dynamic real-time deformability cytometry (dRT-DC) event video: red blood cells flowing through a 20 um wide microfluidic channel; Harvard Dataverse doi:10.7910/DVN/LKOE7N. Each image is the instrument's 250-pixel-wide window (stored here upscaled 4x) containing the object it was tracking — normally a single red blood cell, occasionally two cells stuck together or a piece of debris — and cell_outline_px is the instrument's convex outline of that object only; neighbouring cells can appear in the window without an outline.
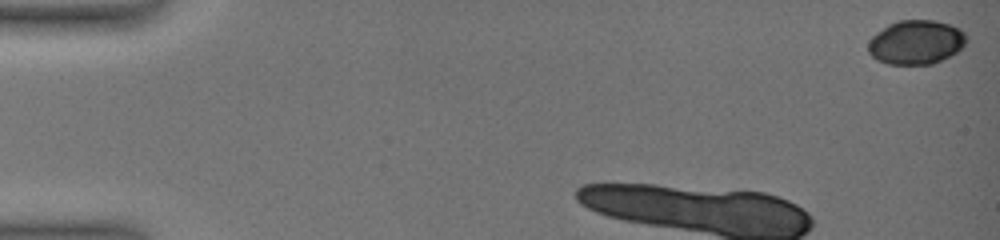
{"species": "common noctule bat (a hibernating species)", "species_latin": "Nyctalus noctula", "temperature_condition": "warm", "stored_images_in_passage": 31, "camera_frame_rate_fps": 3000, "um_per_image_px": 0.085, "animal": {"sex": "female", "body_mass_g": 19.0, "forearm_length_mm": 51.5}, "frame": {"image": 1, "passage_image": 1, "time_ms": 0.0, "image_size_px": [1000, 240], "cell_outline_px": [[968, 40], [956, 52], [932, 64], [888, 64], [876, 60], [868, 52], [868, 40], [872, 36], [888, 24], [900, 20], [932, 20], [948, 24], [960, 28], [968, 36]], "centroid_in_image_um": [77.85, 3.59], "position_along_channel_um": 7.2, "area_um2": 25.26}, "authors_computed_cell_mechanics": {"area_um2": 19.8832, "velocity_mm_per_s": 3.5758, "shape_relaxation_time_tau1_ms": 2.1805, "shape_relaxation_time_tau2_ms": null, "deformation_change_tau1": 0.1184, "deformation_change_tau2": null}}